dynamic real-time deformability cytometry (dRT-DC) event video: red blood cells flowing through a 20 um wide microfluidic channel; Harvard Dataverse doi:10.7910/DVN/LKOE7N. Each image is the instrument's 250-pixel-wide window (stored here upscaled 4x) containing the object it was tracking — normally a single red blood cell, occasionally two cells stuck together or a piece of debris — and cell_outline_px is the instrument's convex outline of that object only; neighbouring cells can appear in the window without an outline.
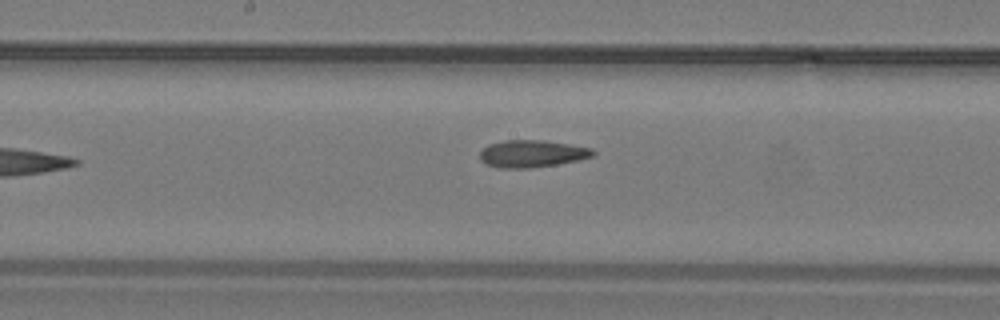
{"species": "common noctule bat (a hibernating species)", "species_latin": "Nyctalus noctula", "temperature_condition": "warm", "stored_images_in_passage": 16, "camera_frame_rate_fps": 3000, "um_per_image_px": 0.085, "animal": {"sex": "male", "body_mass_g": 19.2, "forearm_length_mm": 51.8}, "frame": {"image": 1, "passage_image": 16, "time_ms": 5.0, "image_size_px": [1000, 320], "cell_outline_px": [[596, 156], [556, 164], [532, 168], [504, 168], [484, 164], [480, 160], [480, 152], [488, 144], [504, 140], [540, 140], [568, 144], [592, 148], [596, 152]], "centroid_in_image_um": [45.21, 13.06], "position_along_channel_um": 203.0, "area_um2": 17.92}}